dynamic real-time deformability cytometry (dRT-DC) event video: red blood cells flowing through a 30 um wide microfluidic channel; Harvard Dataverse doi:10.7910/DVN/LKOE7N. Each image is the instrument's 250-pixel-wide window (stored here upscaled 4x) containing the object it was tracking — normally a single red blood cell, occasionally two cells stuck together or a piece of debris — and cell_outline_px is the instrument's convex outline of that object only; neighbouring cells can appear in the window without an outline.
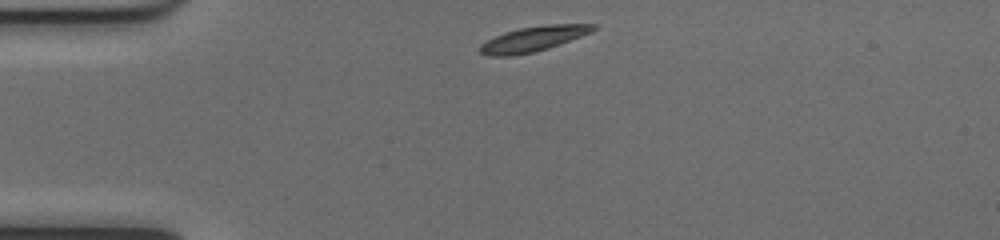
{"species": "common noctule bat (a hibernating species)", "species_latin": "Nyctalus noctula", "temperature_condition": "cold", "stored_images_in_passage": 40, "camera_frame_rate_fps": 3000, "um_per_image_px": 0.085, "animal": {"sex": "female", "body_mass_g": 17.0, "forearm_length_mm": 48.0}, "frame": {"image": 1, "passage_image": 1, "time_ms": 0.0, "image_size_px": [1000, 240], "cell_outline_px": [[600, 28], [592, 32], [548, 48], [532, 52], [512, 56], [488, 56], [480, 52], [480, 44], [504, 32], [520, 28], [544, 24], [596, 24]], "centroid_in_image_um": [45.37, 3.29], "position_along_channel_um": 39.6, "area_um2": 16.53}}
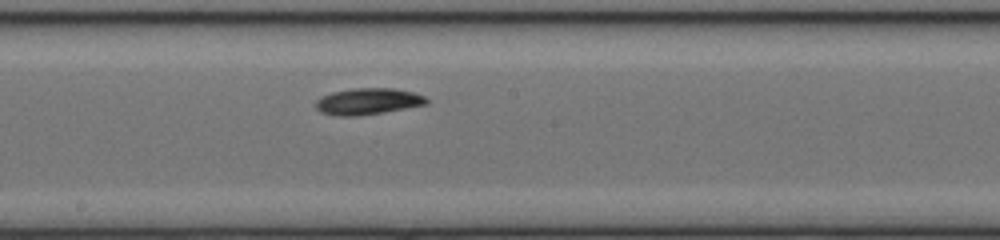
{"frame": {"image": 2, "passage_image": 17, "time_ms": 5.333, "image_size_px": [1000, 240], "cell_outline_px": [[428, 104], [384, 112], [356, 116], [340, 116], [320, 112], [316, 108], [316, 100], [320, 96], [332, 92], [352, 88], [396, 88], [412, 92], [424, 96], [428, 100]], "centroid_in_image_um": [31.26, 8.61], "position_along_channel_um": 216.9, "area_um2": 17.11}}
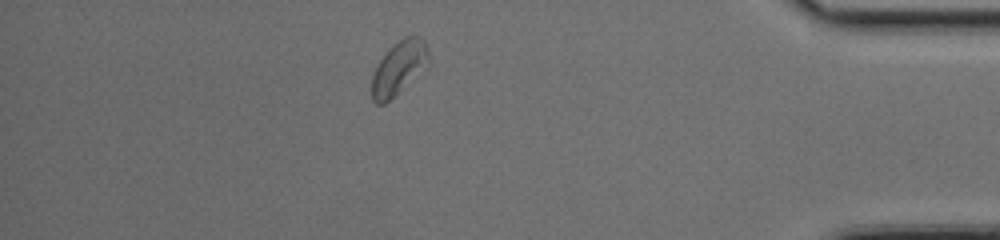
{"frame": {"image": 3, "passage_image": 34, "time_ms": 11.0, "image_size_px": [1000, 240], "cell_outline_px": [[428, 68], [384, 104], [376, 104], [372, 100], [372, 76], [380, 60], [388, 48], [404, 36], [420, 36], [424, 40], [428, 48]], "centroid_in_image_um": [33.93, 5.76], "position_along_channel_um": 401.3, "area_um2": 17.86}, "authors_computed_cell_mechanics": {"area_um2": 16.8487, "velocity_mm_per_s": 3.9684, "shape_relaxation_time_tau1_ms": 2.7607, "shape_relaxation_time_tau2_ms": null, "deformation_change_tau1": 0.0719, "deformation_change_tau2": null}}